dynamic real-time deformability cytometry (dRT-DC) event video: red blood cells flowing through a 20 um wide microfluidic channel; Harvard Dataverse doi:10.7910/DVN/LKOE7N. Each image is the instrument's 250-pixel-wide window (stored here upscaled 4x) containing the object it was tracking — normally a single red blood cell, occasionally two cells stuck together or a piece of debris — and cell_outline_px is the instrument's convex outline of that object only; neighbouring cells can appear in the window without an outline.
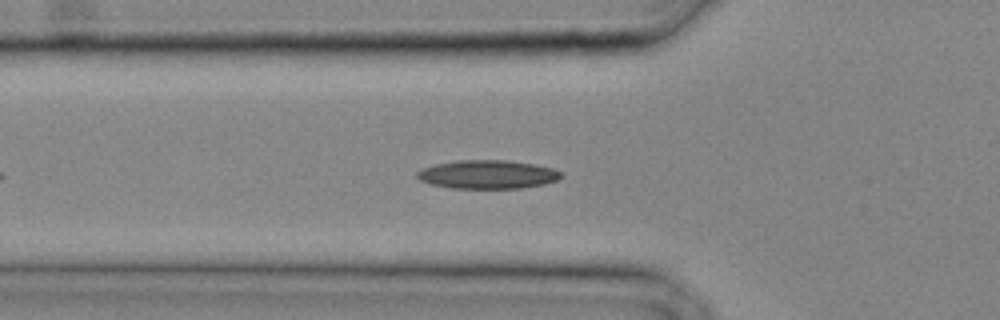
{"species": "common noctule bat (a hibernating species)", "species_latin": "Nyctalus noctula", "temperature_condition": "cold", "stored_images_in_passage": 24, "camera_frame_rate_fps": 3000, "um_per_image_px": 0.085, "animal": {"sex": "male", "body_mass_g": 20.4}, "frame": {"image": 1, "passage_image": 4, "time_ms": 1.0, "image_size_px": [1000, 320], "cell_outline_px": [[564, 176], [556, 180], [544, 184], [520, 188], [452, 188], [432, 184], [420, 180], [416, 176], [416, 172], [424, 168], [436, 164], [456, 160], [508, 160], [536, 164], [552, 168], [560, 172]], "centroid_in_image_um": [41.46, 14.82], "position_along_channel_um": 84.3, "area_um2": 23.93}}